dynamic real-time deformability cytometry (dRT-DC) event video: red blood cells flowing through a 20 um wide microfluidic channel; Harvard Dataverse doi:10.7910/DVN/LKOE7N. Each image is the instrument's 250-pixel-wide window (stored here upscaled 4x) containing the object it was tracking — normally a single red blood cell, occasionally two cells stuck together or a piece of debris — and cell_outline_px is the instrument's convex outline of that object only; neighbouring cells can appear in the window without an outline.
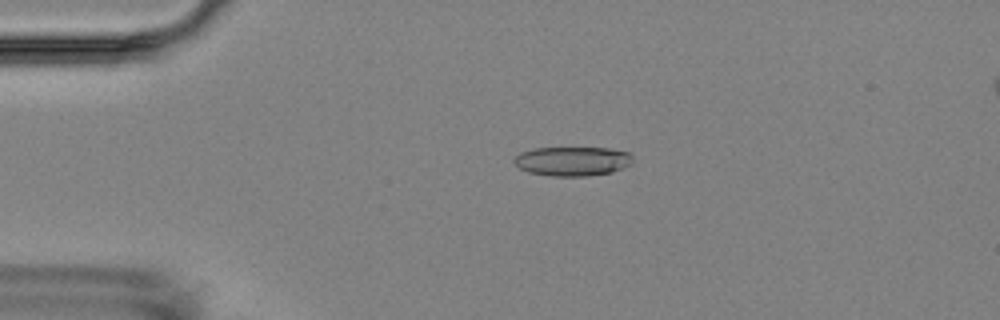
{"species": "Egyptian fruit bat (a non-hibernating species)", "species_latin": "Rousettus aegyptiacus", "temperature_condition": "room temperature", "stored_images_in_passage": 3, "camera_frame_rate_fps": 3000, "um_per_image_px": 0.085, "animal": {"sex": "female"}, "frame": {"image": 1, "passage_image": 1, "time_ms": 0.0, "image_size_px": [1000, 320], "cell_outline_px": [[632, 164], [612, 172], [588, 176], [552, 176], [528, 172], [520, 168], [512, 160], [520, 152], [532, 148], [608, 148], [628, 152], [632, 156]], "centroid_in_image_um": [48.65, 13.7], "position_along_channel_um": 36.3, "area_um2": 20.29}}